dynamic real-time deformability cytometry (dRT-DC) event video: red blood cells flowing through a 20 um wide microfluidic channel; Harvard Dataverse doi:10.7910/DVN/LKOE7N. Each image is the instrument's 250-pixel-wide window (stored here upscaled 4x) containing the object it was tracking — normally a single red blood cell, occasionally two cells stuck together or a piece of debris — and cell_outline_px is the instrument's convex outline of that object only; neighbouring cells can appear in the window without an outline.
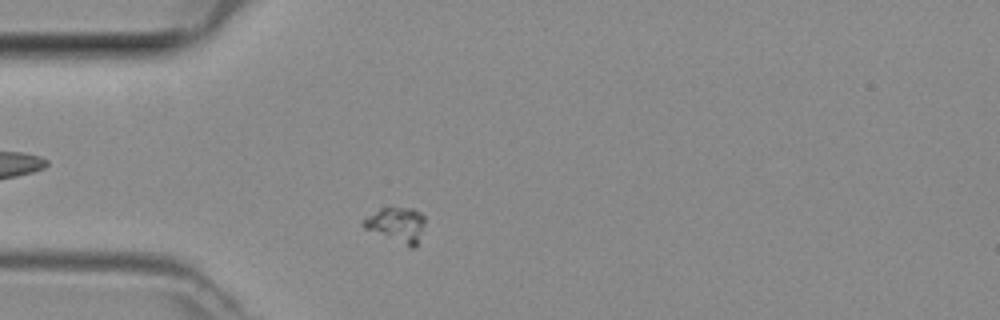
{"species": "common noctule bat (a hibernating species)", "species_latin": "Nyctalus noctula", "temperature_condition": "room temperature", "stored_images_in_passage": 40, "camera_frame_rate_fps": 3000, "um_per_image_px": 0.085, "animal": {"sex": "female", "body_mass_g": 29.2, "forearm_length_mm": 56.3}, "frame": {"image": 1, "passage_image": 4, "time_ms": 1.0, "image_size_px": [1000, 320], "cell_outline_px": [[424, 224], [416, 248], [412, 248], [364, 228], [360, 224], [368, 216], [380, 208], [412, 208], [420, 212], [424, 216]], "centroid_in_image_um": [33.72, 19.11], "position_along_channel_um": 51.3, "area_um2": 12.37}}
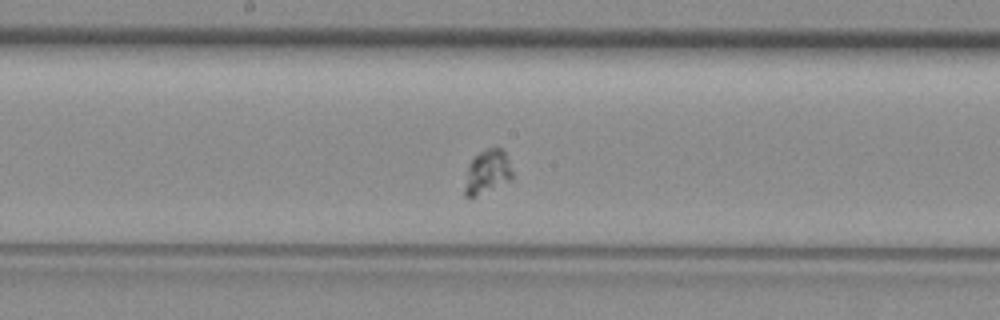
{"frame": {"image": 2, "passage_image": 16, "time_ms": 5.0, "image_size_px": [1000, 320], "cell_outline_px": [[512, 180], [476, 196], [464, 196], [464, 188], [468, 164], [480, 152], [488, 148], [500, 148], [504, 152], [512, 172]], "centroid_in_image_um": [41.4, 14.63], "position_along_channel_um": 206.8, "area_um2": 11.91}}
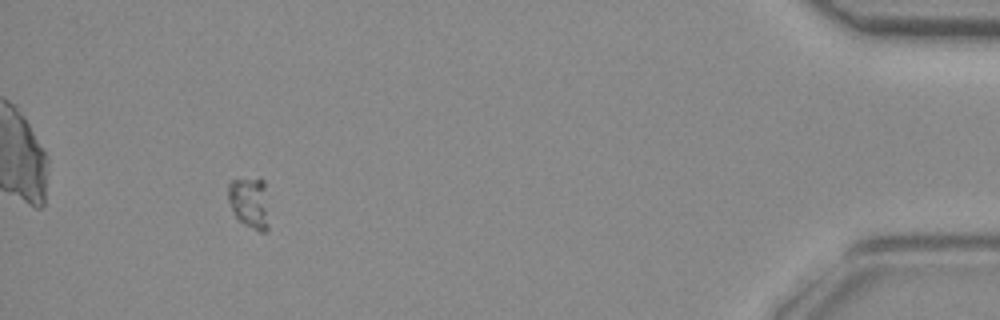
{"frame": {"image": 3, "passage_image": 36, "time_ms": 11.667, "image_size_px": [1000, 320], "cell_outline_px": [[268, 228], [264, 232], [260, 232], [236, 220], [228, 200], [228, 184], [232, 180], [264, 180], [268, 224]], "centroid_in_image_um": [21.18, 17.27], "position_along_channel_um": 414.0, "area_um2": 11.96}}